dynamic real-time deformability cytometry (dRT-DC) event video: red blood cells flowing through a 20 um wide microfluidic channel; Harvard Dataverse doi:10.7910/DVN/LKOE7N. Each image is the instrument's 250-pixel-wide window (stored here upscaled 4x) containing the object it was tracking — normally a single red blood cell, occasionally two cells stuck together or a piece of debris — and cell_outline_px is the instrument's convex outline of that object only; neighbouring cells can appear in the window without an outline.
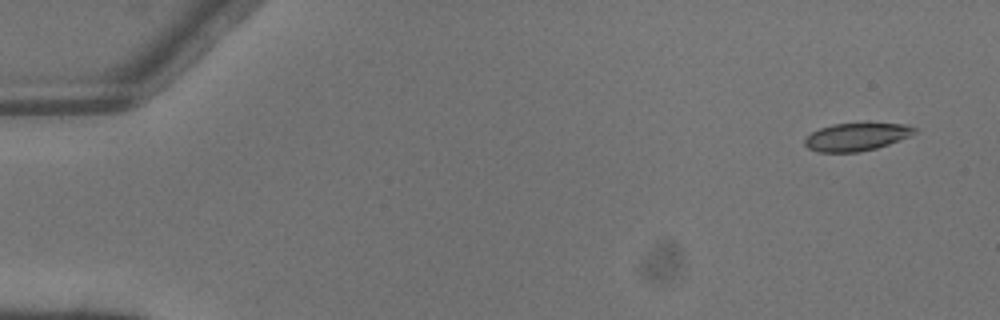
{"species": "common noctule bat (a hibernating species)", "species_latin": "Nyctalus noctula", "temperature_condition": "warm", "stored_images_in_passage": 4, "camera_frame_rate_fps": 3000, "um_per_image_px": 0.085, "animal": {"sex": "male", "body_mass_g": 13.3}, "frame": {"image": 1, "passage_image": 1, "time_ms": 0.0, "image_size_px": [1000, 320], "cell_outline_px": [[916, 132], [900, 140], [876, 148], [860, 152], [820, 152], [808, 148], [804, 144], [804, 140], [812, 132], [820, 128], [832, 124], [904, 124], [916, 128]], "centroid_in_image_um": [72.77, 11.64], "position_along_channel_um": 12.2, "area_um2": 17.46}}
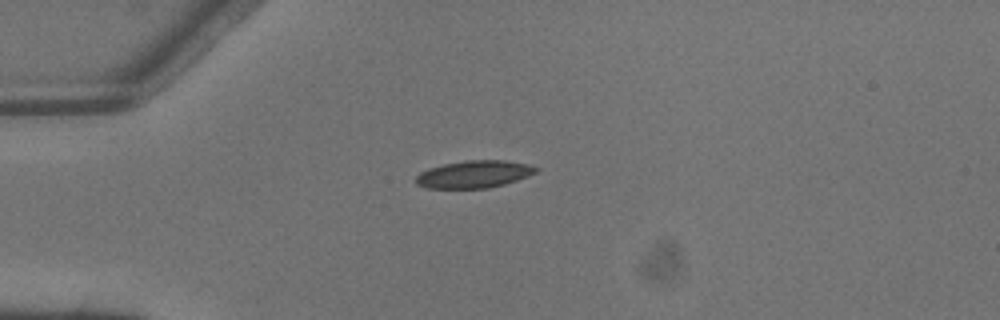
{"frame": {"image": 2, "passage_image": 4, "time_ms": 1.0, "image_size_px": [1000, 320], "cell_outline_px": [[540, 168], [536, 172], [528, 176], [504, 184], [488, 188], [428, 188], [416, 184], [416, 176], [420, 172], [428, 168], [444, 164], [464, 160], [504, 160], [528, 164]], "centroid_in_image_um": [40.29, 14.8], "position_along_channel_um": 44.7, "area_um2": 19.13}}